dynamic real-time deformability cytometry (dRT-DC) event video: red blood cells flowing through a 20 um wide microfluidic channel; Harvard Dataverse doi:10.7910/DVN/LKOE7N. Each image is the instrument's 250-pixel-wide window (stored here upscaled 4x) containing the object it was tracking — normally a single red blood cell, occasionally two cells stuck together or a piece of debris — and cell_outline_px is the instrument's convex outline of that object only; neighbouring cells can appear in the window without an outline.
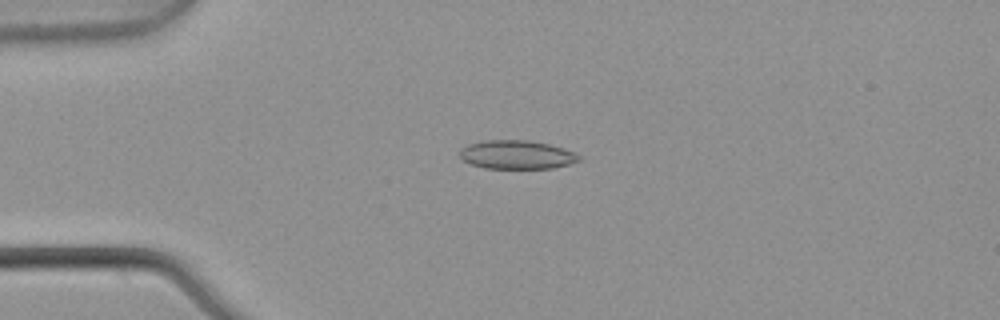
{"species": "common noctule bat (a hibernating species)", "species_latin": "Nyctalus noctula", "temperature_condition": "warm", "stored_images_in_passage": 3, "camera_frame_rate_fps": 3000, "um_per_image_px": 0.085, "animal": {"sex": "male", "body_mass_g": 21.5, "forearm_length_mm": 52.0}, "frame": {"image": 1, "passage_image": 3, "time_ms": 0.667, "image_size_px": [1000, 320], "cell_outline_px": [[580, 160], [568, 164], [552, 168], [484, 168], [472, 164], [464, 160], [460, 156], [460, 148], [468, 144], [484, 140], [528, 140], [548, 144], [564, 148], [580, 156]], "centroid_in_image_um": [43.9, 13.14], "position_along_channel_um": 41.1, "area_um2": 19.77}}